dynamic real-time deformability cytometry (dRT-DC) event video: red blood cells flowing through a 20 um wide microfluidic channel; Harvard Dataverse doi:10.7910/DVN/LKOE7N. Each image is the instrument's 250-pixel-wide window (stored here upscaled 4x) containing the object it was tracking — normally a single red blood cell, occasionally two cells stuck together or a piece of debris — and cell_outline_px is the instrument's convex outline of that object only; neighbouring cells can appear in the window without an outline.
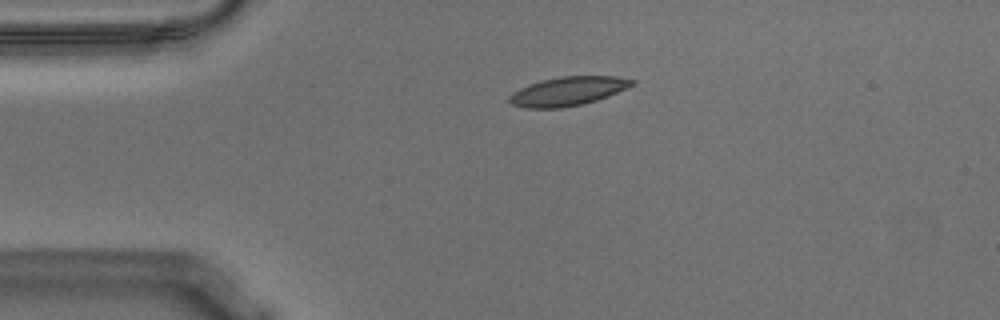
{"species": "Egyptian fruit bat (a non-hibernating species)", "species_latin": "Rousettus aegyptiacus", "temperature_condition": "warm", "stored_images_in_passage": 45, "camera_frame_rate_fps": 3000, "um_per_image_px": 0.085, "animal": {"sex": "male"}, "frame": {"image": 1, "passage_image": 1, "time_ms": 0.0, "image_size_px": [1000, 320], "cell_outline_px": [[636, 84], [608, 96], [584, 104], [560, 108], [524, 108], [512, 104], [508, 100], [508, 96], [512, 92], [528, 84], [560, 76], [616, 76], [636, 80]], "centroid_in_image_um": [48.27, 7.75], "position_along_channel_um": 36.7, "area_um2": 20.75}}
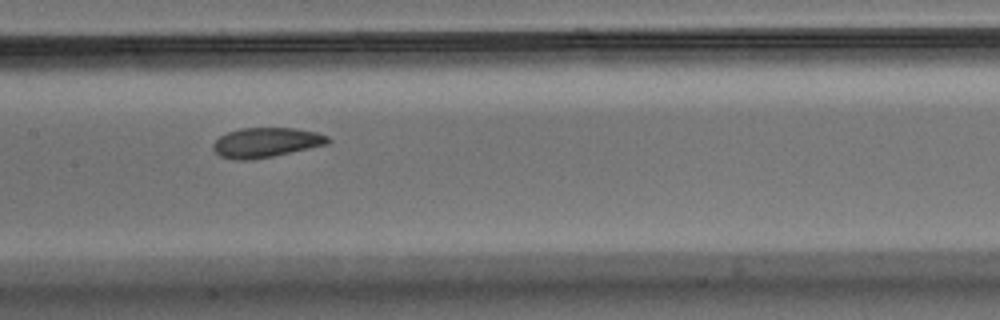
{"frame": {"image": 2, "passage_image": 16, "time_ms": 5.0, "image_size_px": [1000, 320], "cell_outline_px": [[332, 140], [328, 144], [272, 156], [252, 160], [232, 160], [220, 156], [212, 148], [212, 144], [220, 136], [228, 132], [240, 128], [296, 128], [316, 132], [328, 136]], "centroid_in_image_um": [22.61, 12.11], "position_along_channel_um": 184.8, "area_um2": 19.94}}
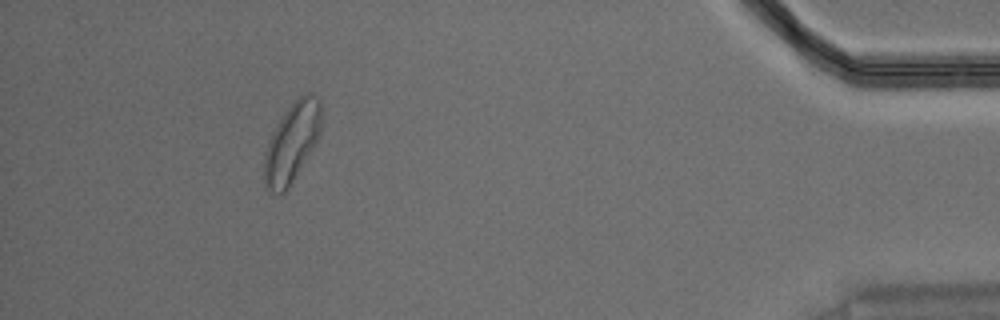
{"frame": {"image": 3, "passage_image": 40, "time_ms": 13.0, "image_size_px": [1000, 320], "cell_outline_px": [[320, 132], [316, 140], [292, 180], [284, 192], [268, 192], [264, 184], [264, 152], [268, 140], [272, 132], [284, 112], [304, 92], [312, 92], [320, 100]], "centroid_in_image_um": [24.77, 12.07], "position_along_channel_um": 410.4, "area_um2": 25.72}, "authors_computed_cell_mechanics": {"area_um2": 20.7502, "velocity_mm_per_s": 3.5678, "shape_relaxation_time_tau1_ms": 6.7343, "shape_relaxation_time_tau2_ms": 2.3216, "deformation_change_tau1": 0.153, "deformation_change_tau2": 0.0698}}